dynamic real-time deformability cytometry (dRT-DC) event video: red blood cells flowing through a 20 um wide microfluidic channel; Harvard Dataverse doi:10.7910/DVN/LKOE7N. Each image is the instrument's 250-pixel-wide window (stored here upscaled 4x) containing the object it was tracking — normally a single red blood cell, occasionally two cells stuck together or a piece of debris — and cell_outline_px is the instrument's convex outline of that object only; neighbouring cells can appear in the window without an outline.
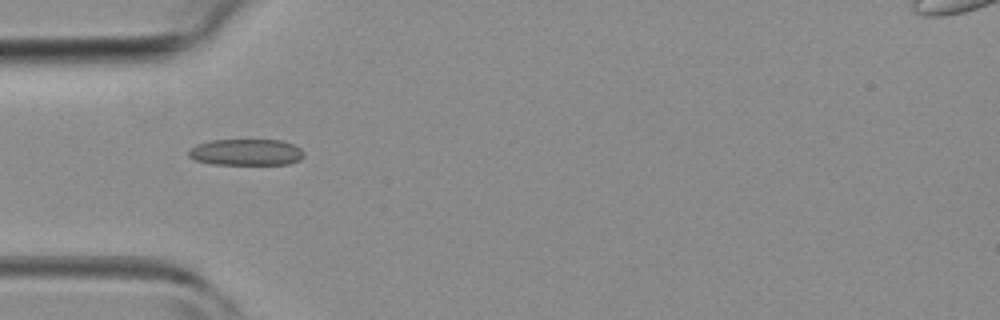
{"species": "common noctule bat (a hibernating species)", "species_latin": "Nyctalus noctula", "temperature_condition": "room temperature", "stored_images_in_passage": 2, "camera_frame_rate_fps": 3000, "um_per_image_px": 0.085, "animal": {"sex": "female", "body_mass_g": 19.3, "forearm_length_mm": 54.1}, "frame": {"image": 1, "passage_image": 2, "time_ms": 1.0, "image_size_px": [1000, 320], "cell_outline_px": [[304, 156], [300, 160], [288, 164], [212, 164], [196, 160], [188, 156], [188, 148], [196, 144], [212, 140], [280, 140], [292, 144], [300, 148], [304, 152]], "centroid_in_image_um": [20.91, 12.94], "position_along_channel_um": 64.1, "area_um2": 17.8}}